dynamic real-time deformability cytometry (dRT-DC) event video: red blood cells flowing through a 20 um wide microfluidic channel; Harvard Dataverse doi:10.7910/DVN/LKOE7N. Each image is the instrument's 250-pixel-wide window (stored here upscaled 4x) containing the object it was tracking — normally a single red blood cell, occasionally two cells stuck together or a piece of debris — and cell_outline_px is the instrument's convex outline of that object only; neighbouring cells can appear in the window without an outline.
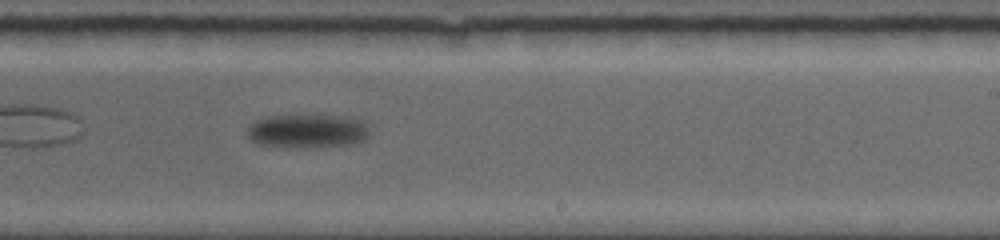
{"species": "common noctule bat (a hibernating species)", "species_latin": "Nyctalus noctula", "temperature_condition": "room temperature", "stored_images_in_passage": 30, "camera_frame_rate_fps": 5000, "um_per_image_px": 0.085, "animal": {"sex": "female", "body_mass_g": 19.0, "forearm_length_mm": 56.7}, "frame": {"image": 1, "passage_image": 18, "time_ms": 6.6, "image_size_px": [1000, 240], "cell_outline_px": [[368, 136], [364, 140], [352, 144], [316, 148], [288, 148], [256, 144], [248, 136], [248, 128], [256, 120], [268, 116], [344, 116], [364, 120], [368, 132]], "centroid_in_image_um": [26.14, 11.17], "position_along_channel_um": 262.9, "area_um2": 24.28}, "authors_computed_cell_mechanics": {"area_um2": 23.3512, "velocity_mm_per_s": 3.328, "shape_relaxation_time_tau1_ms": 1.6616, "shape_relaxation_time_tau2_ms": null, "deformation_change_tau1": 0.0535, "deformation_change_tau2": null}}